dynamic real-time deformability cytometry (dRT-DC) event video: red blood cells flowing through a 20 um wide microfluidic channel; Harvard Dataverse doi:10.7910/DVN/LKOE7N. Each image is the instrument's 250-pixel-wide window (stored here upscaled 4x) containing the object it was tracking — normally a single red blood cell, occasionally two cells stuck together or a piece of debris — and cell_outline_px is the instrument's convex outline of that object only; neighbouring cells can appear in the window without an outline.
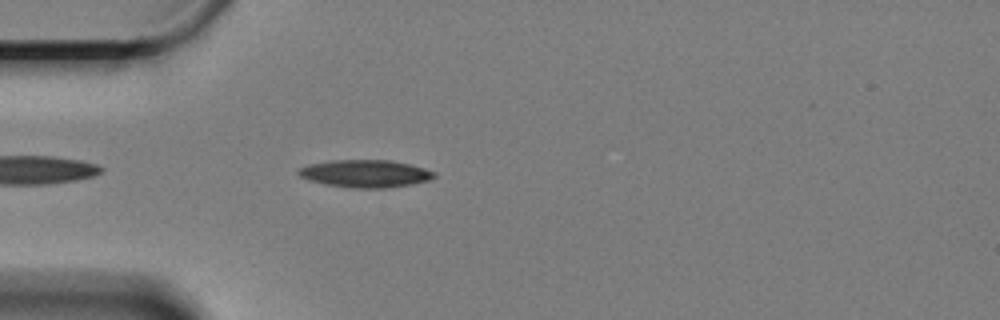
{"species": "Egyptian fruit bat (a non-hibernating species)", "species_latin": "Rousettus aegyptiacus", "temperature_condition": "cold", "stored_images_in_passage": 27, "camera_frame_rate_fps": 3000, "um_per_image_px": 0.085, "animal": {"sex": "female"}, "frame": {"image": 1, "passage_image": 4, "time_ms": 1.0, "image_size_px": [1000, 320], "cell_outline_px": [[436, 176], [428, 180], [412, 184], [384, 188], [352, 188], [324, 184], [308, 180], [300, 176], [296, 172], [300, 168], [308, 164], [332, 160], [392, 160], [412, 164], [436, 172]], "centroid_in_image_um": [31.05, 14.75], "position_along_channel_um": 53.9, "area_um2": 21.91}}
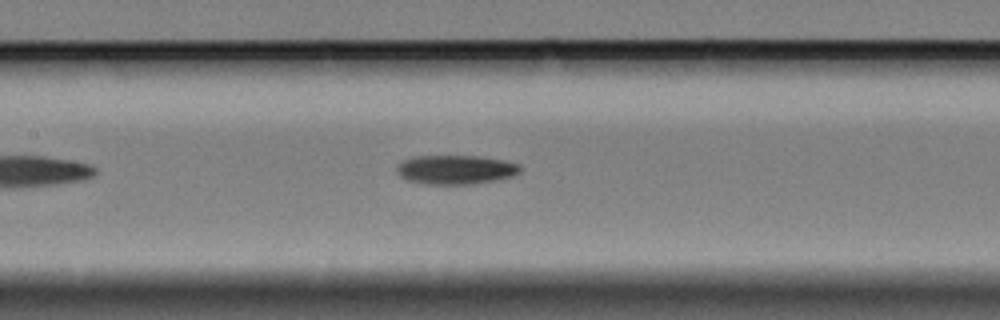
{"frame": {"image": 2, "passage_image": 15, "time_ms": 4.667, "image_size_px": [1000, 320], "cell_outline_px": [[520, 172], [512, 176], [496, 180], [472, 184], [428, 184], [408, 180], [400, 176], [396, 172], [396, 164], [412, 156], [480, 156], [504, 160], [520, 164]], "centroid_in_image_um": [38.72, 14.41], "position_along_channel_um": 168.7, "area_um2": 21.04}}
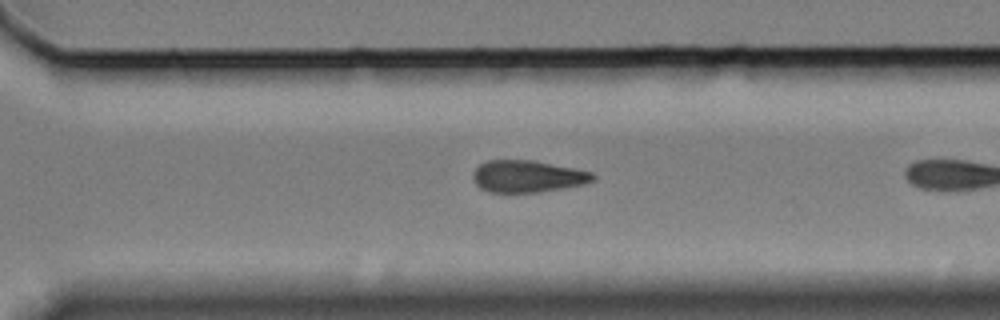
{"frame": {"image": 3, "passage_image": 26, "time_ms": 8.333, "image_size_px": [1000, 320], "cell_outline_px": [[596, 180], [584, 184], [540, 192], [488, 192], [480, 188], [476, 184], [472, 176], [472, 172], [480, 164], [488, 160], [532, 160], [576, 168], [592, 172], [596, 176]], "centroid_in_image_um": [44.85, 14.98], "position_along_channel_um": 325.7, "area_um2": 22.48}}